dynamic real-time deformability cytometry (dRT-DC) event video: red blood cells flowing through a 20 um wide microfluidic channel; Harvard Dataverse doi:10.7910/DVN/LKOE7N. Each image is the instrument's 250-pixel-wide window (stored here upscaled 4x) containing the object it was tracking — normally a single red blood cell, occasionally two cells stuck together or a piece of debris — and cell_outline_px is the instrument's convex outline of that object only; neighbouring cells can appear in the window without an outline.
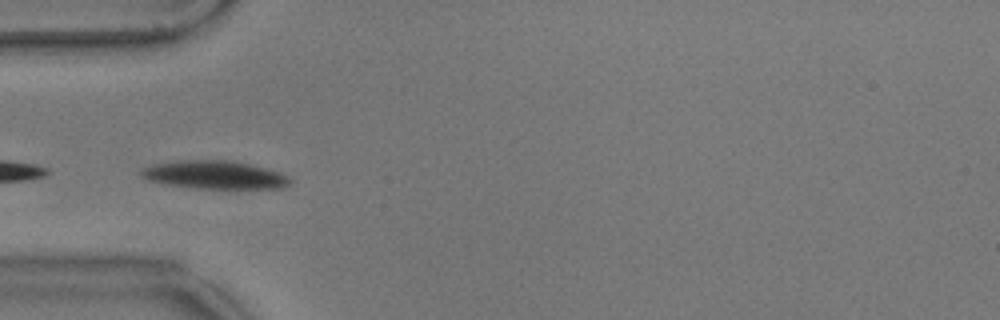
{"species": "common noctule bat (a hibernating species)", "species_latin": "Nyctalus noctula", "temperature_condition": "warm", "stored_images_in_passage": 4, "camera_frame_rate_fps": 3000, "um_per_image_px": 0.085, "animal": {"sex": "male", "body_mass_g": 17.9}, "frame": {"image": 1, "passage_image": 1, "time_ms": 0.0, "image_size_px": [1000, 320], "cell_outline_px": [[292, 180], [284, 188], [196, 188], [164, 184], [148, 180], [140, 176], [140, 172], [144, 168], [152, 164], [176, 160], [228, 160], [248, 164], [280, 172], [288, 176]], "centroid_in_image_um": [18.21, 14.86], "position_along_channel_um": 66.8, "area_um2": 24.33}}